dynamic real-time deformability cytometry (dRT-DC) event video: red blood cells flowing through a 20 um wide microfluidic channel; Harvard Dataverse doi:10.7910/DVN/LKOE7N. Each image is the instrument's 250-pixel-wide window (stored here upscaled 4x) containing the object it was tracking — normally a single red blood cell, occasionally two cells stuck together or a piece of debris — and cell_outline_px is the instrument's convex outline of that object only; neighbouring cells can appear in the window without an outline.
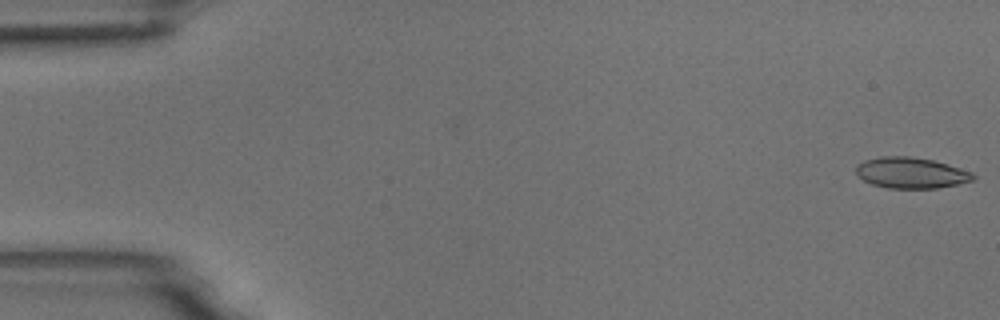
{"species": "common noctule bat (a hibernating species)", "species_latin": "Nyctalus noctula", "temperature_condition": "room temperature", "stored_images_in_passage": 53, "camera_frame_rate_fps": 3000, "um_per_image_px": 0.085, "animal": {"sex": "male", "body_mass_g": 18.8}, "frame": {"image": 1, "passage_image": 1, "time_ms": 0.0, "image_size_px": [1000, 320], "cell_outline_px": [[976, 176], [972, 180], [956, 184], [936, 188], [888, 188], [872, 184], [856, 176], [856, 168], [864, 160], [880, 156], [912, 156], [932, 160], [972, 172]], "centroid_in_image_um": [77.4, 14.69], "position_along_channel_um": 7.6, "area_um2": 20.92}}
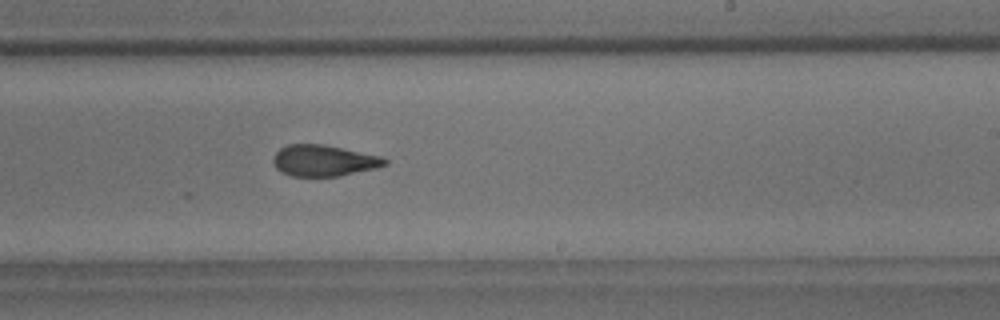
{"frame": {"image": 2, "passage_image": 33, "time_ms": 10.667, "image_size_px": [1000, 320], "cell_outline_px": [[388, 164], [376, 168], [340, 176], [292, 176], [280, 172], [276, 168], [272, 160], [276, 152], [280, 148], [288, 144], [324, 144], [380, 156], [388, 160]], "centroid_in_image_um": [27.51, 13.65], "position_along_channel_um": 261.5, "area_um2": 20.35}}
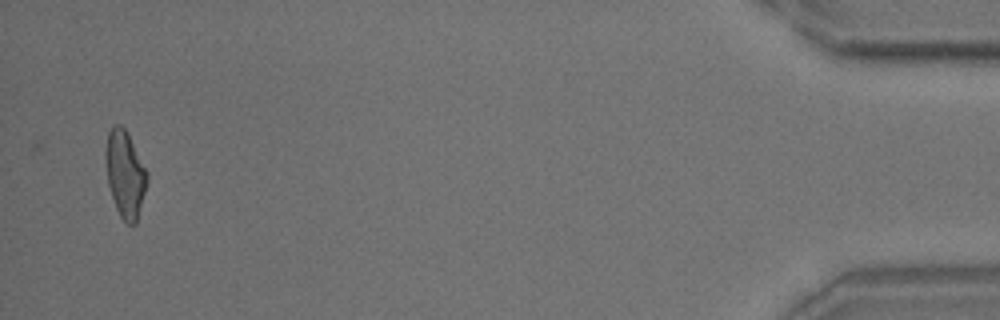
{"frame": {"image": 3, "passage_image": 53, "time_ms": 17.333, "image_size_px": [1000, 320], "cell_outline_px": [[148, 180], [136, 224], [128, 224], [120, 216], [116, 208], [108, 184], [104, 156], [104, 152], [108, 132], [112, 124], [120, 124], [124, 128], [148, 172]], "centroid_in_image_um": [10.62, 14.78], "position_along_channel_um": 424.6, "area_um2": 20.92}, "authors_computed_cell_mechanics": {"area_um2": 21.1548, "velocity_mm_per_s": 3.7219, "shape_relaxation_time_tau1_ms": 7.5271, "shape_relaxation_time_tau2_ms": 2.3768, "deformation_change_tau1": 0.1908, "deformation_change_tau2": 0.0985}}